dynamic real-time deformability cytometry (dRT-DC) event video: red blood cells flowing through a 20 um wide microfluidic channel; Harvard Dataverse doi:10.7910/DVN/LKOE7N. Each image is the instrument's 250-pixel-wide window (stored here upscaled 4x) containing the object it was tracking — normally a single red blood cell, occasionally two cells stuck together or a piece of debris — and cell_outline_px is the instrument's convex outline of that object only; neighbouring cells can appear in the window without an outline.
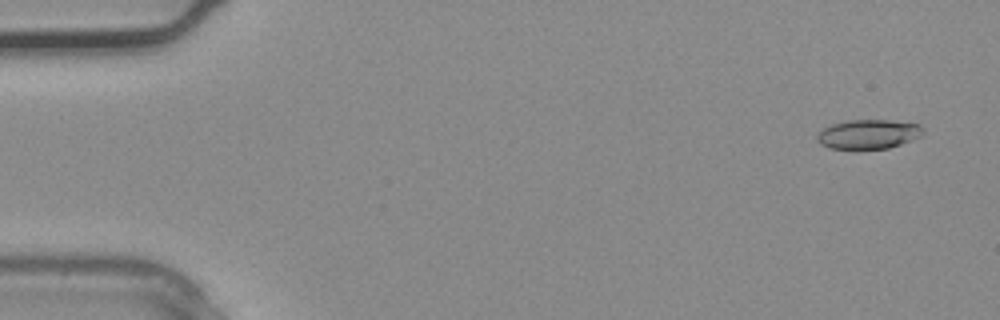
{"species": "common noctule bat (a hibernating species)", "species_latin": "Nyctalus noctula", "temperature_condition": "warm", "stored_images_in_passage": 4, "camera_frame_rate_fps": 3000, "um_per_image_px": 0.085, "animal": {"sex": "male", "body_mass_g": 20.4}, "frame": {"image": 1, "passage_image": 1, "time_ms": 0.0, "image_size_px": [1000, 320], "cell_outline_px": [[924, 132], [920, 136], [912, 140], [888, 148], [832, 148], [820, 144], [816, 140], [816, 136], [824, 128], [832, 124], [848, 120], [888, 120], [920, 124], [924, 128]], "centroid_in_image_um": [73.83, 11.39], "position_along_channel_um": 11.2, "area_um2": 17.92}}
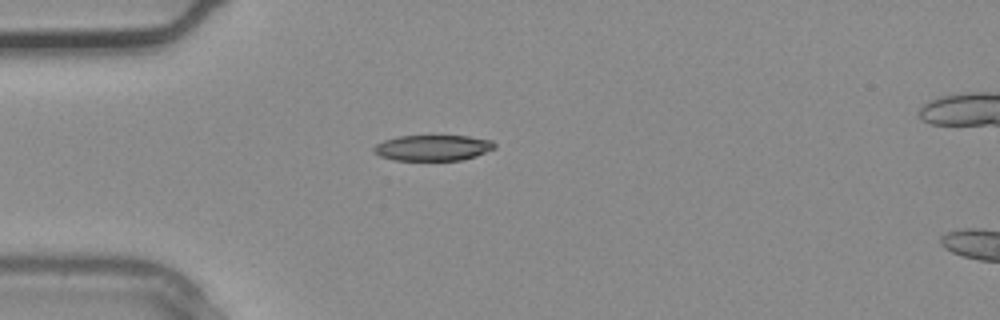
{"frame": {"image": 2, "passage_image": 3, "time_ms": 0.667, "image_size_px": [1000, 320], "cell_outline_px": [[496, 148], [476, 156], [460, 160], [396, 160], [380, 156], [372, 152], [372, 148], [376, 144], [384, 140], [400, 136], [468, 136], [492, 140], [496, 144]], "centroid_in_image_um": [36.8, 12.56], "position_along_channel_um": 48.2, "area_um2": 18.15}}